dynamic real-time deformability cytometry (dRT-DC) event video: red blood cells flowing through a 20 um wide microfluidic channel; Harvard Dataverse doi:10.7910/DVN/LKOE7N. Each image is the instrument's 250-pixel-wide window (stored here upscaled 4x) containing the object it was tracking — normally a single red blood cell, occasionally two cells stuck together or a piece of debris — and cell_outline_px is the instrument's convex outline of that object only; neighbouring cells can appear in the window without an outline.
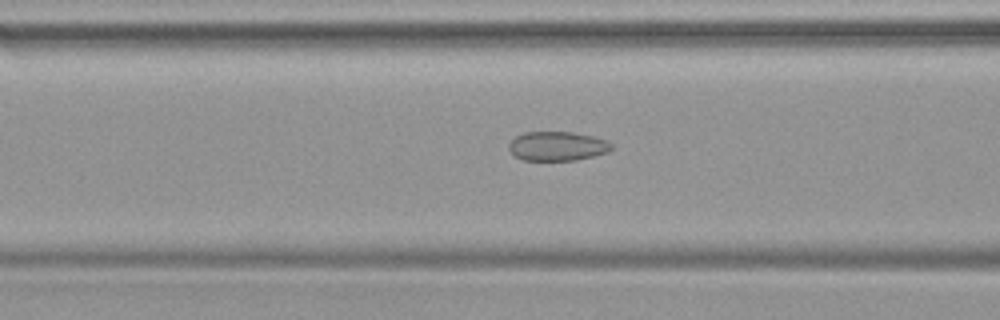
{"species": "common noctule bat (a hibernating species)", "species_latin": "Nyctalus noctula", "temperature_condition": "warm", "stored_images_in_passage": 38, "camera_frame_rate_fps": 3000, "um_per_image_px": 0.085, "animal": {"sex": "female", "body_mass_g": 19.9}, "frame": {"image": 1, "passage_image": 10, "time_ms": 3.0, "image_size_px": [1000, 320], "cell_outline_px": [[612, 148], [608, 152], [576, 160], [524, 160], [516, 156], [508, 148], [508, 144], [516, 136], [524, 132], [572, 132], [592, 136], [608, 140], [612, 144]], "centroid_in_image_um": [47.38, 12.41], "position_along_channel_um": 119.2, "area_um2": 17.4}}
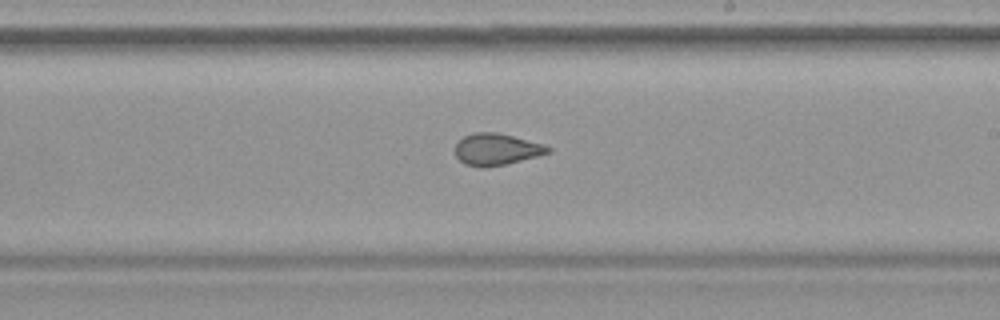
{"frame": {"image": 2, "passage_image": 19, "time_ms": 6.0, "image_size_px": [1000, 320], "cell_outline_px": [[552, 152], [504, 164], [484, 168], [480, 168], [464, 164], [456, 156], [456, 140], [472, 132], [496, 132], [544, 144], [552, 148]], "centroid_in_image_um": [42.17, 12.69], "position_along_channel_um": 246.8, "area_um2": 17.17}}
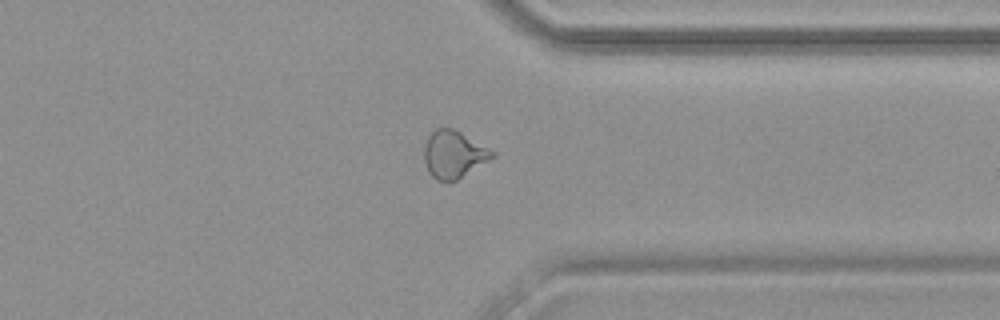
{"frame": {"image": 3, "passage_image": 28, "time_ms": 9.0, "image_size_px": [1000, 320], "cell_outline_px": [[496, 156], [456, 180], [436, 180], [428, 172], [424, 160], [424, 148], [428, 136], [436, 128], [452, 128], [460, 132], [496, 152]], "centroid_in_image_um": [38.56, 13.11], "position_along_channel_um": 372.8, "area_um2": 18.55}}